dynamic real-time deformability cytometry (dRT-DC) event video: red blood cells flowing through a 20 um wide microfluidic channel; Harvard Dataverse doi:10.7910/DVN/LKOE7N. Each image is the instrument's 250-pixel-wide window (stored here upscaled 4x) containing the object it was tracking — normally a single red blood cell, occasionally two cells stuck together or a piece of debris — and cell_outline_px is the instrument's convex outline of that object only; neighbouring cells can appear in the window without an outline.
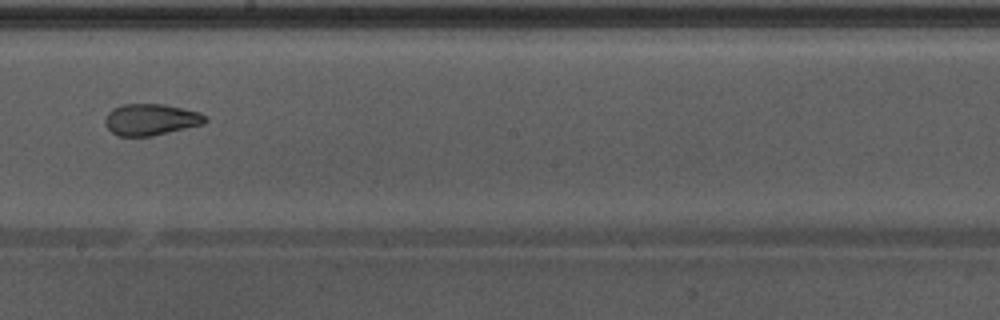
{"species": "Egyptian fruit bat (a non-hibernating species)", "species_latin": "Rousettus aegyptiacus", "temperature_condition": "warm", "stored_images_in_passage": 37, "camera_frame_rate_fps": 3000, "um_per_image_px": 0.085, "animal": {"sex": "male"}, "frame": {"image": 1, "passage_image": 16, "time_ms": 5.0, "image_size_px": [1000, 320], "cell_outline_px": [[208, 120], [204, 124], [152, 136], [120, 136], [112, 132], [104, 124], [104, 120], [108, 112], [112, 108], [120, 104], [164, 104], [200, 112], [208, 116]], "centroid_in_image_um": [12.83, 10.15], "position_along_channel_um": 235.4, "area_um2": 18.55}, "authors_computed_cell_mechanics": {"area_um2": 19.8832, "velocity_mm_per_s": 3.9342, "shape_relaxation_time_tau1_ms": null, "shape_relaxation_time_tau2_ms": 1.6748, "deformation_change_tau1": null, "deformation_change_tau2": 0.0818}}